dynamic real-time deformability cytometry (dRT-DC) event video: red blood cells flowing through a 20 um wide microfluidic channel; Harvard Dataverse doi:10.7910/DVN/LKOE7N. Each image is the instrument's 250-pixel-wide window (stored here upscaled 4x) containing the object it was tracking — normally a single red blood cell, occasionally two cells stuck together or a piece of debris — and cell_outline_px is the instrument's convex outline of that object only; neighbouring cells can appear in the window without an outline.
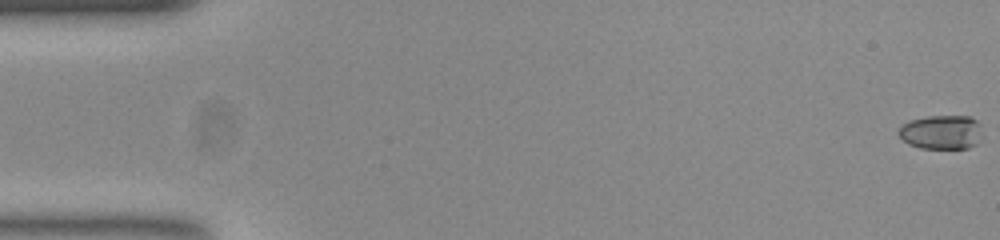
{"species": "common noctule bat (a hibernating species)", "species_latin": "Nyctalus noctula", "temperature_condition": "room temperature", "stored_images_in_passage": 54, "camera_frame_rate_fps": 3000, "um_per_image_px": 0.085, "animal": {"sex": "female", "body_mass_g": 23.0, "forearm_length_mm": 53.4}, "frame": {"image": 1, "passage_image": 1, "time_ms": 0.0, "image_size_px": [1000, 240], "cell_outline_px": [[980, 124], [976, 144], [968, 148], [920, 148], [908, 144], [896, 132], [904, 124], [912, 120], [928, 116], [968, 116], [976, 120]], "centroid_in_image_um": [79.98, 11.23], "position_along_channel_um": 5.0, "area_um2": 16.3}}
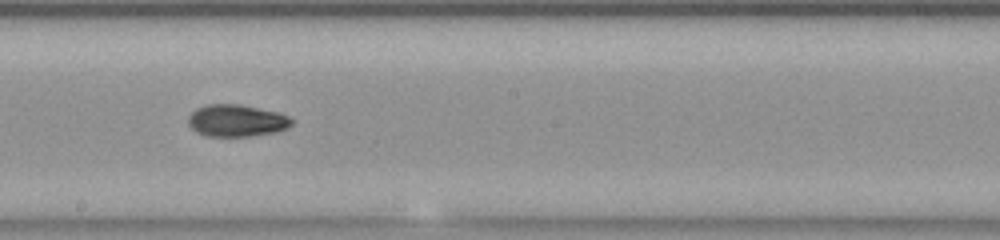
{"frame": {"image": 2, "passage_image": 30, "time_ms": 9.667, "image_size_px": [1000, 240], "cell_outline_px": [[296, 120], [288, 128], [280, 132], [252, 136], [204, 136], [196, 132], [188, 124], [188, 116], [196, 108], [204, 104], [240, 104], [280, 112]], "centroid_in_image_um": [20.15, 10.25], "position_along_channel_um": 228.1, "area_um2": 19.83}}
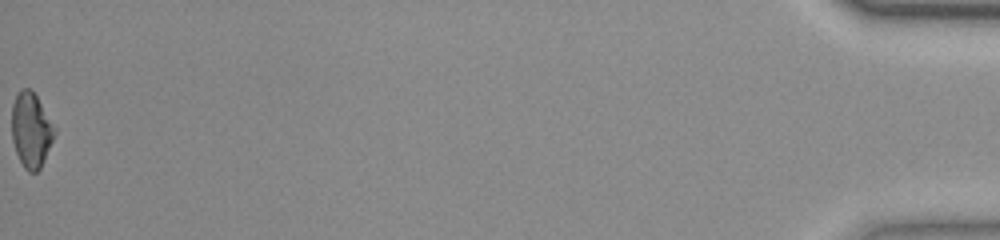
{"frame": {"image": 3, "passage_image": 54, "time_ms": 17.667, "image_size_px": [1000, 240], "cell_outline_px": [[56, 132], [44, 160], [40, 168], [36, 172], [28, 172], [24, 168], [16, 152], [12, 140], [12, 104], [20, 88], [28, 88], [36, 96], [56, 128]], "centroid_in_image_um": [2.64, 11.06], "position_along_channel_um": 432.6, "area_um2": 18.5}, "authors_computed_cell_mechanics": {"area_um2": 18.6983, "velocity_mm_per_s": 3.8937, "shape_relaxation_time_tau1_ms": 4.4608, "shape_relaxation_time_tau2_ms": 4.4034, "deformation_change_tau1": 0.1613, "deformation_change_tau2": 0.0938}}